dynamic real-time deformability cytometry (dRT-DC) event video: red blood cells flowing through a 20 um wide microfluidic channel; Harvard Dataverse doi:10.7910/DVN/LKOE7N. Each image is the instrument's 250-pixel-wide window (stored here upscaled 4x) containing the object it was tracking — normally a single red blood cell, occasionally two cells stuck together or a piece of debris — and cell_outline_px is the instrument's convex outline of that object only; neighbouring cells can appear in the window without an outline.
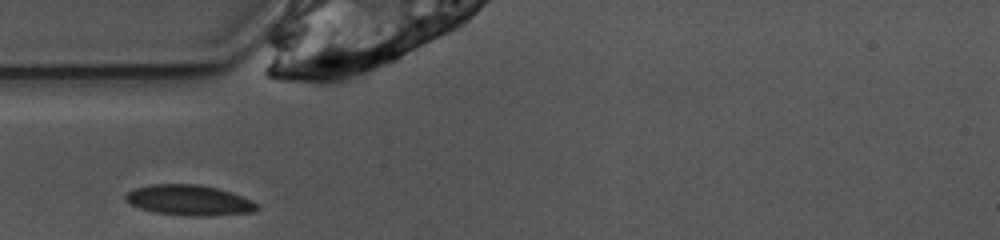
{"species": "common noctule bat (a hibernating species)", "species_latin": "Nyctalus noctula", "temperature_condition": "warm", "stored_images_in_passage": 23, "camera_frame_rate_fps": 3000, "um_per_image_px": 0.085, "animal": {"sex": "female", "body_mass_g": 10.0, "forearm_length_mm": 53.1}, "frame": {"image": 1, "passage_image": 1, "time_ms": 0.0, "image_size_px": [1000, 240], "cell_outline_px": [[260, 208], [252, 212], [208, 216], [192, 216], [156, 212], [140, 208], [124, 200], [124, 196], [128, 192], [136, 188], [152, 184], [200, 184], [232, 192], [252, 200], [260, 204]], "centroid_in_image_um": [16.12, 17.01], "position_along_channel_um": 68.9, "area_um2": 23.29}}
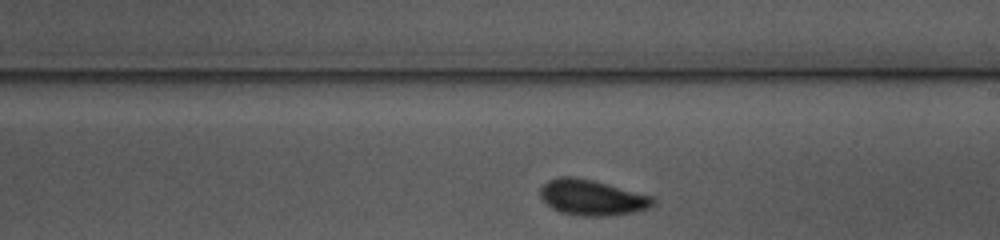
{"frame": {"image": 2, "passage_image": 14, "time_ms": 4.333, "image_size_px": [1000, 240], "cell_outline_px": [[656, 204], [648, 208], [636, 212], [608, 216], [580, 216], [560, 212], [552, 208], [540, 196], [540, 188], [548, 180], [560, 176], [572, 176], [592, 180], [608, 184], [652, 196], [656, 200]], "centroid_in_image_um": [50.34, 16.8], "position_along_channel_um": 238.7, "area_um2": 23.47}}
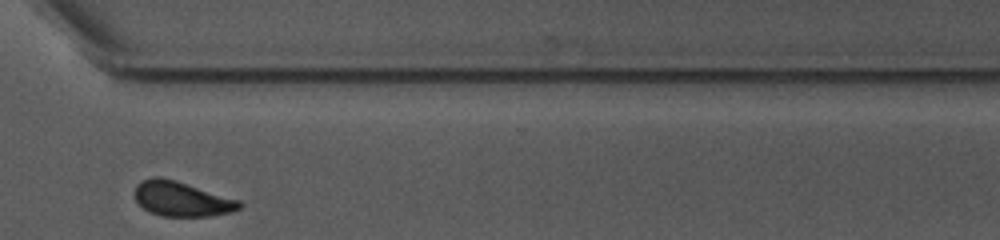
{"frame": {"image": 3, "passage_image": 23, "time_ms": 7.333, "image_size_px": [1000, 240], "cell_outline_px": [[244, 204], [240, 208], [232, 212], [212, 216], [160, 216], [148, 212], [136, 200], [136, 184], [140, 180], [152, 176], [160, 176], [176, 180], [240, 200]], "centroid_in_image_um": [15.45, 16.9], "position_along_channel_um": 355.1, "area_um2": 21.44}}